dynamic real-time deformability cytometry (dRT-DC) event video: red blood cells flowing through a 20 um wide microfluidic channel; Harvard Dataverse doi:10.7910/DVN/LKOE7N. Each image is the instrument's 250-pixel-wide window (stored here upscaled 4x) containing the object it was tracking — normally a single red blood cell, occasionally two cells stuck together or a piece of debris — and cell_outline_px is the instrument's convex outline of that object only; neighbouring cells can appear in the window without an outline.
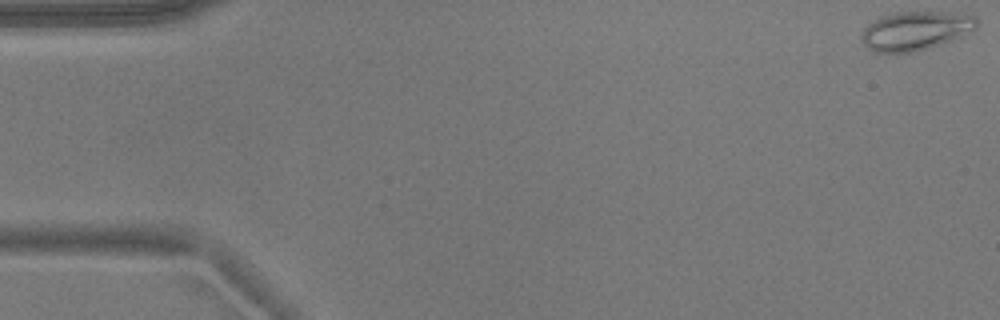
{"species": "common noctule bat (a hibernating species)", "species_latin": "Nyctalus noctula", "temperature_condition": "warm", "stored_images_in_passage": 53, "camera_frame_rate_fps": 3000, "um_per_image_px": 0.085, "animal": {"sex": "male", "body_mass_g": 17.9}, "frame": {"image": 1, "passage_image": 1, "time_ms": 0.0, "image_size_px": [1000, 320], "cell_outline_px": [[976, 28], [952, 40], [916, 52], [872, 52], [860, 40], [860, 36], [864, 28], [868, 24], [880, 16], [896, 12], [964, 12], [976, 16]], "centroid_in_image_um": [77.8, 2.6], "position_along_channel_um": 7.2, "area_um2": 26.24}}
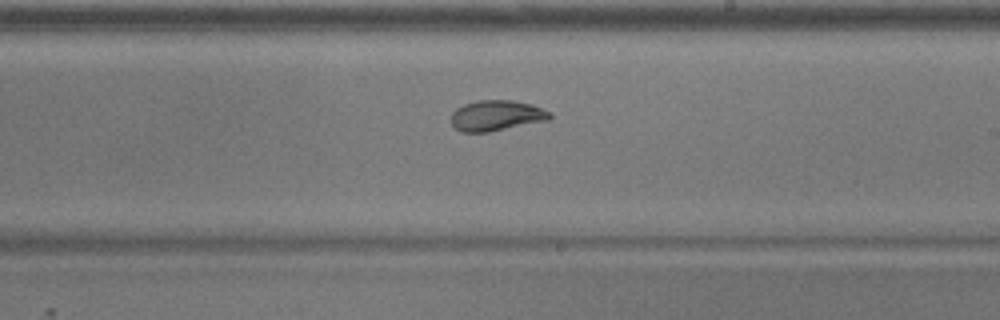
{"frame": {"image": 2, "passage_image": 31, "time_ms": 10.0, "image_size_px": [1000, 320], "cell_outline_px": [[552, 116], [548, 120], [488, 132], [460, 132], [452, 124], [452, 112], [456, 108], [464, 104], [476, 100], [512, 100], [532, 104], [552, 112]], "centroid_in_image_um": [42.2, 9.81], "position_along_channel_um": 246.8, "area_um2": 17.63}}
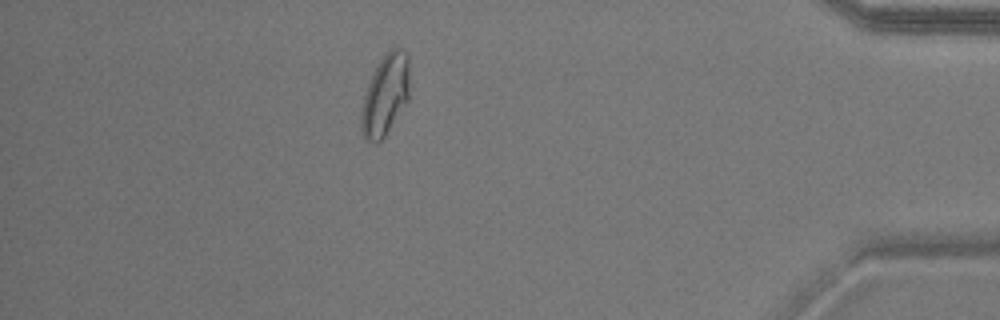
{"frame": {"image": 3, "passage_image": 47, "time_ms": 15.333, "image_size_px": [1000, 320], "cell_outline_px": [[408, 100], [384, 136], [376, 144], [368, 140], [364, 136], [360, 128], [360, 112], [364, 96], [372, 72], [376, 64], [392, 48], [400, 48], [408, 52]], "centroid_in_image_um": [32.72, 8.06], "position_along_channel_um": 402.5, "area_um2": 22.6}, "authors_computed_cell_mechanics": {"area_um2": 19.9988, "velocity_mm_per_s": 3.7592, "shape_relaxation_time_tau1_ms": 6.4347, "shape_relaxation_time_tau2_ms": 1.0014, "deformation_change_tau1": 0.1801, "deformation_change_tau2": 0.0576}}